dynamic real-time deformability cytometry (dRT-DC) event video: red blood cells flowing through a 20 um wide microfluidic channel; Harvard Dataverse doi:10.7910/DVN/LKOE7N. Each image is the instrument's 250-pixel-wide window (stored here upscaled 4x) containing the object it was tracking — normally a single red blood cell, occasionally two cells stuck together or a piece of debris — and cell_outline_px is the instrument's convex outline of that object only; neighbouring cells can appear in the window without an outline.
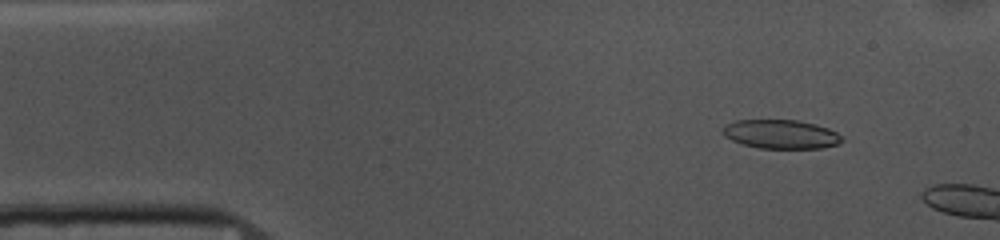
{"species": "common noctule bat (a hibernating species)", "species_latin": "Nyctalus noctula", "temperature_condition": "cold", "stored_images_in_passage": 11, "camera_frame_rate_fps": 3000, "um_per_image_px": 0.085, "animal": {"sex": "female", "body_mass_g": 10.0, "forearm_length_mm": 53.1}, "frame": {"image": 1, "passage_image": 5, "time_ms": 1.333, "image_size_px": [1000, 240], "cell_outline_px": [[844, 140], [840, 144], [824, 148], [760, 148], [744, 144], [732, 140], [724, 136], [720, 132], [724, 124], [736, 120], [796, 120], [816, 124], [828, 128], [836, 132]], "centroid_in_image_um": [66.37, 11.4], "position_along_channel_um": 18.6, "area_um2": 20.23}}